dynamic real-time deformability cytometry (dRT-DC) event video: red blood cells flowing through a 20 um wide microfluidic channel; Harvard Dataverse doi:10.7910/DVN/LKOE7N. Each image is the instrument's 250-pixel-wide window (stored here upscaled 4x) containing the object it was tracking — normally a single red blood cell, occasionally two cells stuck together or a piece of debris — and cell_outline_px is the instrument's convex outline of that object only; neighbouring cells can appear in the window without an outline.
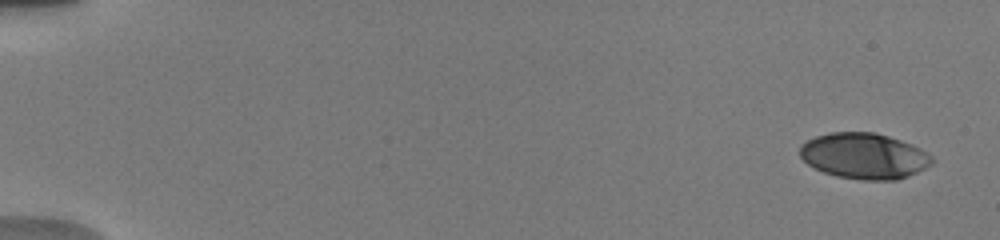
{"species": "human", "species_latin": "Homo sapiens", "temperature_condition": "warm", "stored_images_in_passage": 18, "camera_frame_rate_fps": 3000, "um_per_image_px": 0.085, "donor": {"sex": "male"}, "frame": {"image": 1, "passage_image": 2, "time_ms": 0.667, "image_size_px": [1000, 240], "cell_outline_px": [[932, 164], [908, 176], [896, 180], [860, 180], [836, 176], [824, 172], [808, 164], [800, 156], [800, 144], [816, 136], [832, 132], [876, 132], [912, 144], [920, 148], [932, 156]], "centroid_in_image_um": [73.45, 13.25], "position_along_channel_um": 11.6, "area_um2": 35.2}}
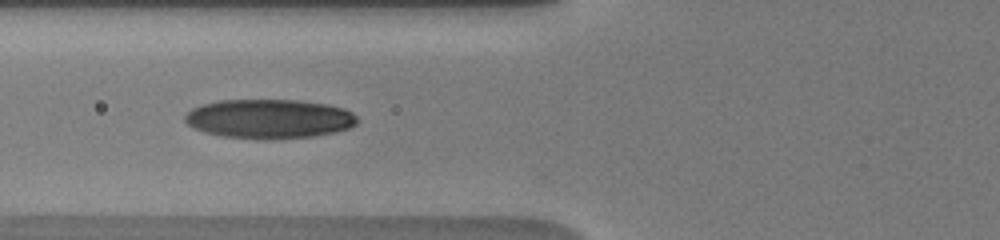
{"frame": {"image": 2, "passage_image": 13, "time_ms": 7.333, "image_size_px": [1000, 240], "cell_outline_px": [[356, 124], [348, 128], [336, 132], [312, 136], [264, 140], [220, 136], [204, 132], [192, 128], [184, 120], [184, 116], [192, 108], [200, 104], [220, 100], [300, 100], [328, 104], [344, 108], [352, 112], [356, 116]], "centroid_in_image_um": [22.85, 10.1], "position_along_channel_um": 102.9, "area_um2": 39.77}}
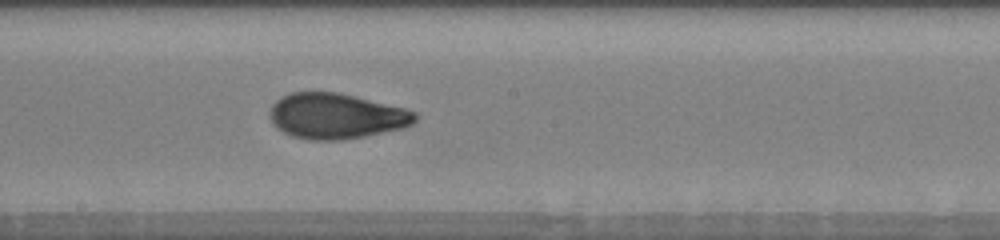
{"frame": {"image": 3, "passage_image": 18, "time_ms": 10.333, "image_size_px": [1000, 240], "cell_outline_px": [[420, 116], [412, 124], [404, 128], [344, 140], [308, 140], [292, 136], [276, 128], [272, 124], [272, 104], [280, 96], [292, 92], [340, 92], [404, 108], [416, 112]], "centroid_in_image_um": [28.6, 9.86], "position_along_channel_um": 219.6, "area_um2": 38.67}}